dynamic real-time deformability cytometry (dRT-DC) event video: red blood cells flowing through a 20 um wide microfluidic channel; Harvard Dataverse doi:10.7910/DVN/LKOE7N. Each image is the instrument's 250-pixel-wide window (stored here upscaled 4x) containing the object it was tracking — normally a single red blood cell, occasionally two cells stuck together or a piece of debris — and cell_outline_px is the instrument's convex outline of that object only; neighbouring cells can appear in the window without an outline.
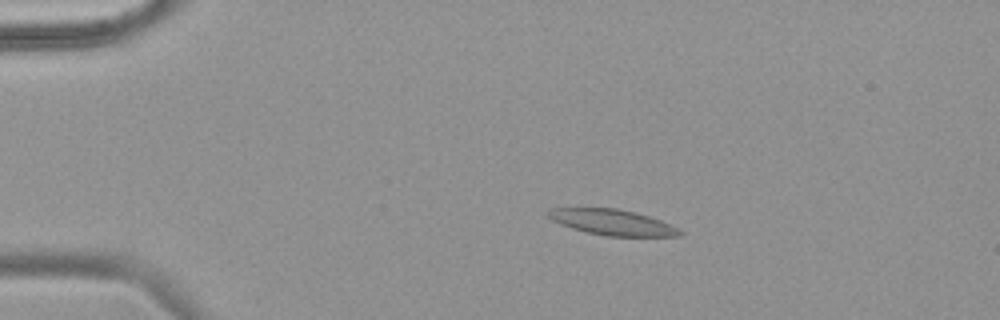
{"species": "common noctule bat (a hibernating species)", "species_latin": "Nyctalus noctula", "temperature_condition": "warm", "stored_images_in_passage": 55, "camera_frame_rate_fps": 3000, "um_per_image_px": 0.085, "animal": {"sex": "female", "body_mass_g": 18.4}, "frame": {"image": 1, "passage_image": 11, "time_ms": 3.333, "image_size_px": [1000, 320], "cell_outline_px": [[684, 232], [680, 236], [608, 236], [588, 232], [572, 228], [552, 220], [544, 212], [548, 208], [616, 208], [648, 216], [660, 220], [680, 228]], "centroid_in_image_um": [52.05, 18.89], "position_along_channel_um": 33.0, "area_um2": 19.59}}
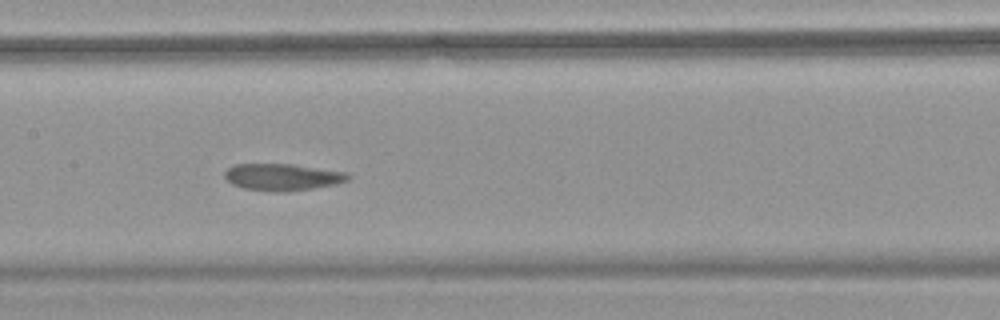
{"frame": {"image": 2, "passage_image": 28, "time_ms": 9.0, "image_size_px": [1000, 320], "cell_outline_px": [[352, 176], [348, 180], [336, 184], [288, 192], [276, 192], [244, 188], [232, 184], [224, 176], [224, 172], [228, 168], [236, 164], [292, 164], [348, 172]], "centroid_in_image_um": [24.04, 15.05], "position_along_channel_um": 183.4, "area_um2": 19.36}}
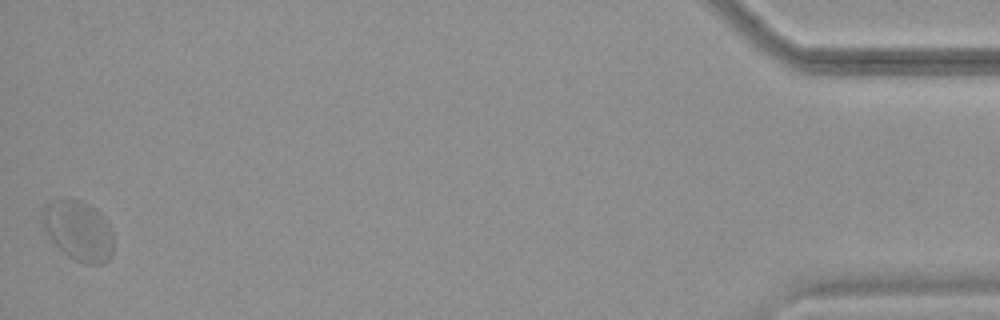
{"frame": {"image": 3, "passage_image": 55, "time_ms": 18.0, "image_size_px": [1000, 320], "cell_outline_px": [[112, 256], [104, 264], [84, 264], [68, 256], [52, 240], [40, 224], [40, 216], [44, 204], [52, 200], [68, 196], [80, 200], [96, 208], [104, 216], [112, 232]], "centroid_in_image_um": [6.63, 19.55], "position_along_channel_um": 428.6, "area_um2": 25.43}, "authors_computed_cell_mechanics": {"area_um2": 20.3456, "velocity_mm_per_s": 3.6665, "shape_relaxation_time_tau1_ms": 7.7922, "shape_relaxation_time_tau2_ms": null, "deformation_change_tau1": 0.1337, "deformation_change_tau2": null}}